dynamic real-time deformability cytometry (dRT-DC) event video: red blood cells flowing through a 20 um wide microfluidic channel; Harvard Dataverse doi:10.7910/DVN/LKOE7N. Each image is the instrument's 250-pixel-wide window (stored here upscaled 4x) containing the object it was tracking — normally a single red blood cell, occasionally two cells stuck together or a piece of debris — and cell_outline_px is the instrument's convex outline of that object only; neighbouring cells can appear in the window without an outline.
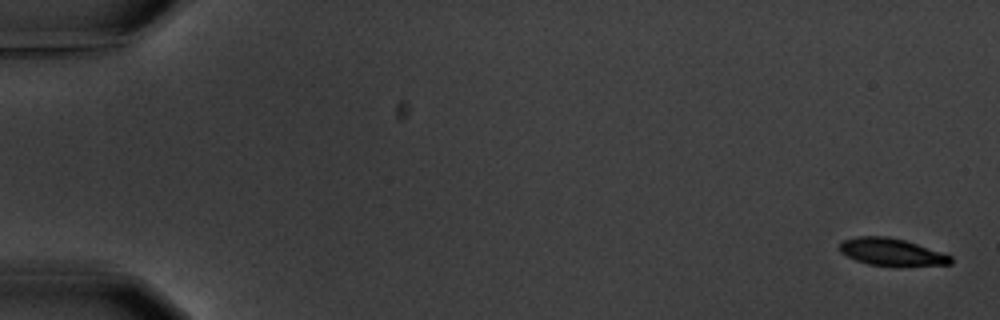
{"species": "common noctule bat (a hibernating species)", "species_latin": "Nyctalus noctula", "temperature_condition": "warm", "stored_images_in_passage": 5, "camera_frame_rate_fps": 3000, "um_per_image_px": 0.085, "animal": {"sex": "male", "body_mass_g": 20.1, "forearm_length_mm": 53.5}, "frame": {"image": 1, "passage_image": 1, "time_ms": 0.0, "image_size_px": [1000, 320], "cell_outline_px": [[952, 264], [868, 264], [856, 260], [840, 252], [840, 244], [844, 240], [856, 236], [888, 236], [904, 240], [952, 256]], "centroid_in_image_um": [75.72, 21.38], "position_along_channel_um": 9.3, "area_um2": 16.82}}
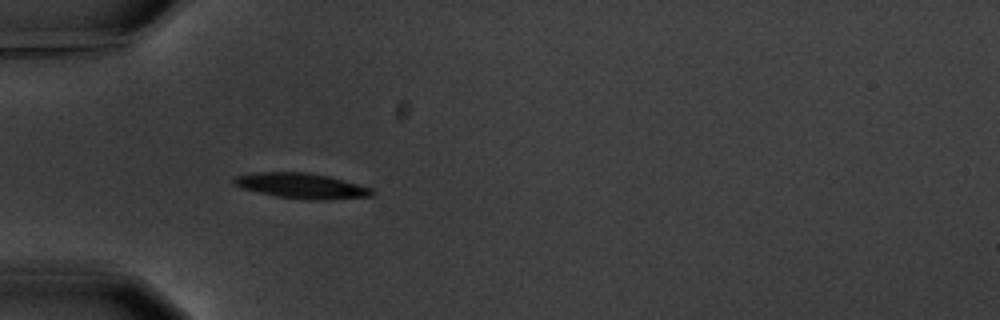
{"frame": {"image": 2, "passage_image": 5, "time_ms": 5.667, "image_size_px": [1000, 320], "cell_outline_px": [[376, 192], [372, 196], [332, 200], [308, 200], [276, 196], [244, 188], [236, 184], [232, 180], [236, 176], [252, 172], [308, 172], [328, 176], [344, 180], [372, 188]], "centroid_in_image_um": [25.7, 15.79], "position_along_channel_um": 59.3, "area_um2": 20.4}}